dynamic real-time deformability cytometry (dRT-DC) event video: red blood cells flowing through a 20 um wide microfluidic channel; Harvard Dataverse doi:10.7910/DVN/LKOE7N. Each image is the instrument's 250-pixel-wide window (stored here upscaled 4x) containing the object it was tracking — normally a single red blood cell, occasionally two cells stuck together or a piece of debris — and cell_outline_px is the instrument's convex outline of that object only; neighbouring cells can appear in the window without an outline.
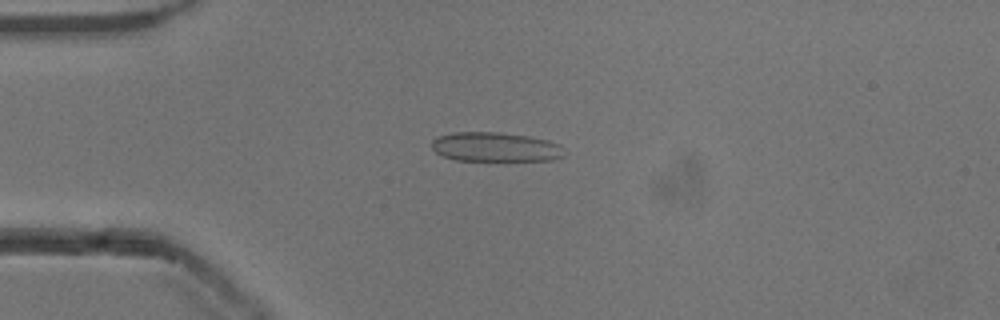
{"species": "common noctule bat (a hibernating species)", "species_latin": "Nyctalus noctula", "temperature_condition": "cold", "stored_images_in_passage": 54, "camera_frame_rate_fps": 3000, "um_per_image_px": 0.085, "animal": {"sex": "male", "body_mass_g": 13.3}, "frame": {"image": 1, "passage_image": 14, "time_ms": 4.333, "image_size_px": [1000, 320], "cell_outline_px": [[540, 160], [464, 160], [448, 156], [440, 152], [436, 140], [444, 136], [468, 132], [480, 132], [516, 136], [540, 140]], "centroid_in_image_um": [41.58, 12.49], "position_along_channel_um": 43.4, "area_um2": 17.8}}
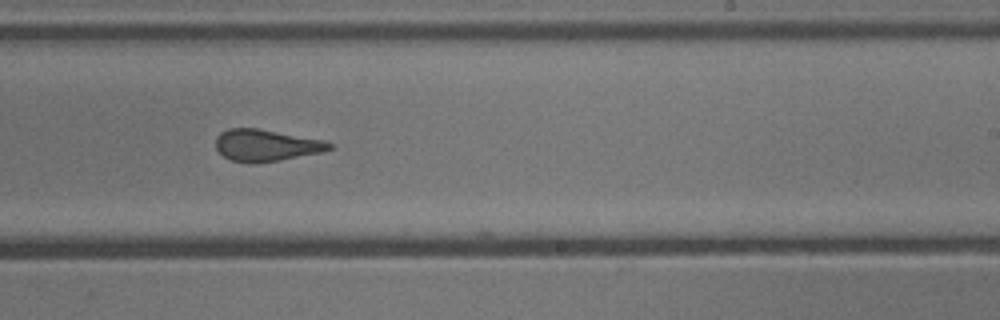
{"frame": {"image": 2, "passage_image": 33, "time_ms": 10.667, "image_size_px": [1000, 320], "cell_outline_px": [[332, 148], [276, 160], [232, 160], [224, 156], [216, 148], [216, 140], [224, 132], [232, 128], [252, 128], [316, 140], [332, 144]], "centroid_in_image_um": [22.51, 12.32], "position_along_channel_um": 266.5, "area_um2": 18.84}}
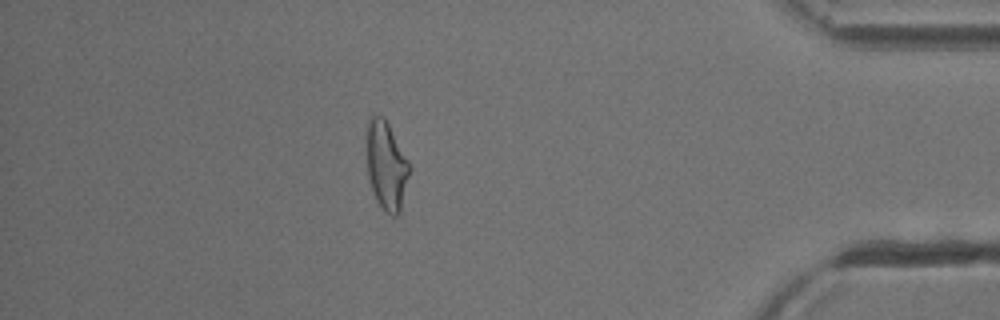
{"frame": {"image": 3, "passage_image": 47, "time_ms": 15.333, "image_size_px": [1000, 320], "cell_outline_px": [[408, 172], [400, 200], [396, 212], [384, 208], [380, 204], [376, 196], [368, 172], [368, 132], [372, 120], [384, 120], [408, 164]], "centroid_in_image_um": [32.81, 14.08], "position_along_channel_um": 402.4, "area_um2": 18.61}, "authors_computed_cell_mechanics": {"area_um2": 18.8717, "velocity_mm_per_s": 3.8588, "shape_relaxation_time_tau1_ms": null, "shape_relaxation_time_tau2_ms": 1.5476, "deformation_change_tau1": null, "deformation_change_tau2": 0.114}}